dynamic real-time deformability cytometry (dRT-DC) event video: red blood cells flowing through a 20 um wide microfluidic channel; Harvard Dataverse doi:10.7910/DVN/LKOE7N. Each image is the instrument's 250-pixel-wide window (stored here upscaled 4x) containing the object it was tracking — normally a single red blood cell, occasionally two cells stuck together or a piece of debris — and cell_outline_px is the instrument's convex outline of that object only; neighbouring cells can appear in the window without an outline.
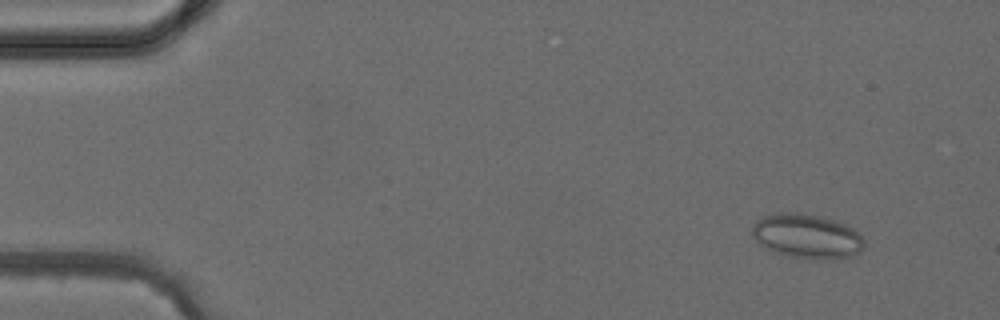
{"species": "common noctule bat (a hibernating species)", "species_latin": "Nyctalus noctula", "temperature_condition": "cold", "stored_images_in_passage": 5, "camera_frame_rate_fps": 3000, "um_per_image_px": 0.085, "animal": {"sex": "female", "body_mass_g": 24.6, "forearm_length_mm": 56.2}, "frame": {"image": 1, "passage_image": 2, "time_ms": 1.333, "image_size_px": [1000, 320], "cell_outline_px": [[864, 248], [856, 256], [832, 260], [816, 260], [788, 256], [776, 252], [768, 248], [756, 240], [752, 236], [752, 224], [760, 216], [776, 212], [800, 212], [820, 216], [836, 220], [856, 228], [860, 232], [864, 240]], "centroid_in_image_um": [68.64, 20.07], "position_along_channel_um": 16.4, "area_um2": 29.88}}